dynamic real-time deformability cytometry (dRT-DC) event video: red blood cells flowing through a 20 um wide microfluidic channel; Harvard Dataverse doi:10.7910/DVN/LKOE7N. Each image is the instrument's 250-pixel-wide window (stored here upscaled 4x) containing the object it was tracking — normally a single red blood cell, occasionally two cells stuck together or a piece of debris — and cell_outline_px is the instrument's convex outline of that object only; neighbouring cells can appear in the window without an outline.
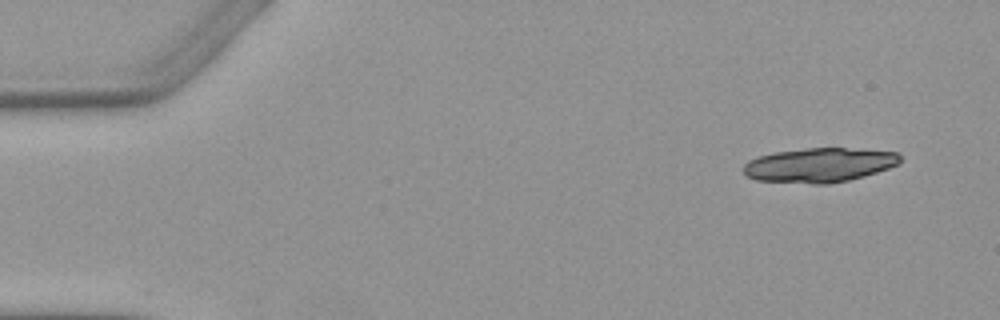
{"species": "Egyptian fruit bat (a non-hibernating species)", "species_latin": "Rousettus aegyptiacus", "temperature_condition": "warm", "stored_images_in_passage": 5, "camera_frame_rate_fps": 3000, "um_per_image_px": 0.085, "animal": {"sex": "female"}, "frame": {"image": 1, "passage_image": 1, "time_ms": 0.0, "image_size_px": [1000, 320], "cell_outline_px": [[900, 164], [864, 176], [848, 180], [828, 184], [812, 184], [756, 180], [748, 176], [744, 172], [744, 164], [748, 160], [756, 156], [776, 152], [804, 148], [844, 148], [896, 152], [900, 156]], "centroid_in_image_um": [69.62, 14.03], "position_along_channel_um": 15.4, "area_um2": 31.33}}
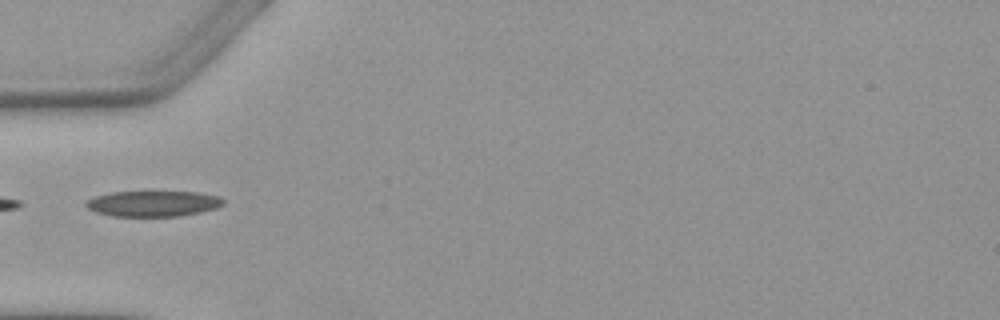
{"frame": {"image": 2, "passage_image": 5, "time_ms": 4.667, "image_size_px": [1000, 320], "cell_outline_px": [[224, 204], [216, 208], [200, 212], [180, 216], [112, 216], [96, 212], [88, 208], [84, 204], [88, 200], [96, 196], [112, 192], [196, 192], [216, 196], [224, 200]], "centroid_in_image_um": [13.01, 17.31], "position_along_channel_um": 72.0, "area_um2": 20.35}}